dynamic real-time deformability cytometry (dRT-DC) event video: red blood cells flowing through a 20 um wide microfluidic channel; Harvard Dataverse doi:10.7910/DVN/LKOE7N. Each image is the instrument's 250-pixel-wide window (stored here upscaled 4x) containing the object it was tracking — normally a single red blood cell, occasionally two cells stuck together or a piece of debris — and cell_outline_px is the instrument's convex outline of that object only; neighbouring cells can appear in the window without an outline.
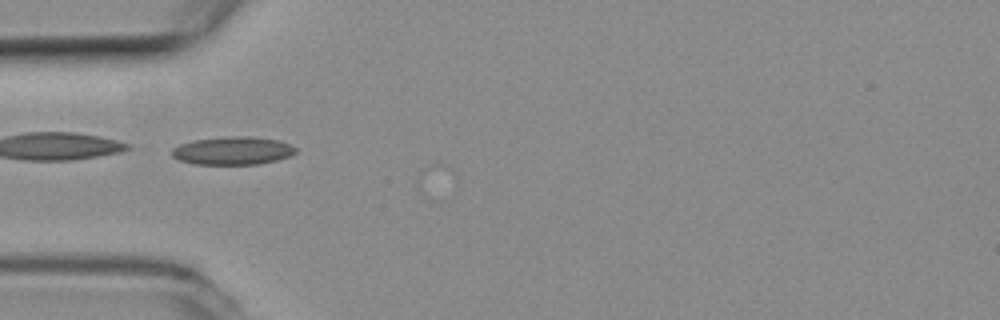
{"species": "common noctule bat (a hibernating species)", "species_latin": "Nyctalus noctula", "temperature_condition": "room temperature", "stored_images_in_passage": 2, "camera_frame_rate_fps": 3000, "um_per_image_px": 0.085, "animal": {"sex": "female", "body_mass_g": 19.3, "forearm_length_mm": 54.1}, "frame": {"image": 1, "passage_image": 1, "time_ms": 0.0, "image_size_px": [1000, 320], "cell_outline_px": [[296, 152], [288, 156], [276, 160], [260, 164], [196, 164], [180, 160], [172, 156], [172, 148], [180, 144], [196, 140], [232, 136], [248, 136], [280, 140], [296, 148]], "centroid_in_image_um": [19.79, 12.81], "position_along_channel_um": 65.2, "area_um2": 20.0}}